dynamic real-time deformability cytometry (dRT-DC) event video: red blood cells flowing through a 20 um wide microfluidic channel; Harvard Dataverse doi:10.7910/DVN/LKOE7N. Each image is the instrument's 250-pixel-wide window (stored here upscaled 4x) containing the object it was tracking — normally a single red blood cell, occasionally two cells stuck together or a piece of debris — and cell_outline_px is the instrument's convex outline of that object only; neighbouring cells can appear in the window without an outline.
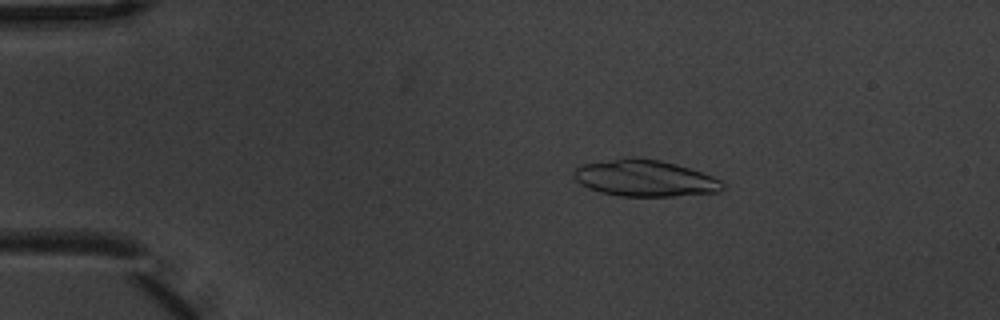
{"species": "common noctule bat (a hibernating species)", "species_latin": "Nyctalus noctula", "temperature_condition": "warm", "stored_images_in_passage": 4, "camera_frame_rate_fps": 3000, "um_per_image_px": 0.085, "animal": {"sex": "male", "body_mass_g": 20.1, "forearm_length_mm": 53.5}, "frame": {"image": 1, "passage_image": 3, "time_ms": 0.667, "image_size_px": [1000, 320], "cell_outline_px": [[724, 188], [720, 192], [672, 196], [620, 196], [600, 192], [588, 188], [580, 184], [576, 180], [572, 172], [576, 168], [584, 164], [624, 156], [636, 156], [660, 160], [676, 164], [712, 176], [720, 180], [724, 184]], "centroid_in_image_um": [54.79, 15.13], "position_along_channel_um": 30.2, "area_um2": 31.85}}